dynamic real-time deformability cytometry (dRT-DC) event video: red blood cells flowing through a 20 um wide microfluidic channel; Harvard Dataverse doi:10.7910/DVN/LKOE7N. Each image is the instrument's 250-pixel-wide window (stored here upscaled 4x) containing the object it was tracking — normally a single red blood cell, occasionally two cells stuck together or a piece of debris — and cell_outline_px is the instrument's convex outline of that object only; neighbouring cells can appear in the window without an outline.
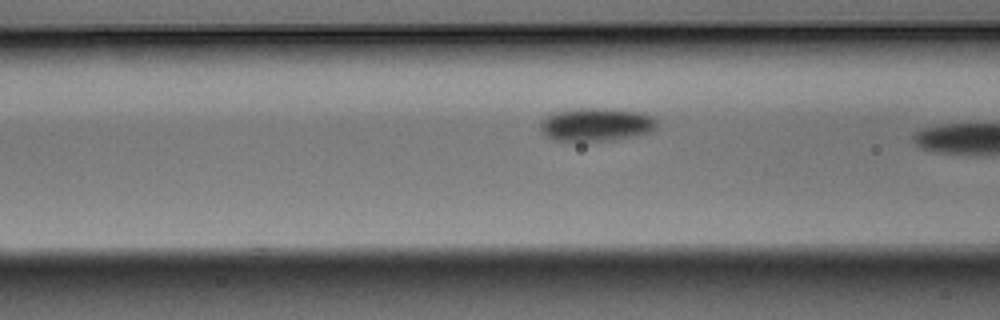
{"species": "Egyptian fruit bat (a non-hibernating species)", "species_latin": "Rousettus aegyptiacus", "temperature_condition": "warm", "stored_images_in_passage": 5, "camera_frame_rate_fps": 3000, "um_per_image_px": 0.085, "animal": {"sex": "male"}, "frame": {"image": 1, "passage_image": 4, "time_ms": 1.0, "image_size_px": [1000, 320], "cell_outline_px": [[656, 128], [648, 132], [632, 136], [612, 140], [552, 140], [544, 136], [540, 132], [540, 120], [556, 112], [576, 108], [604, 108], [640, 112], [652, 116], [656, 120]], "centroid_in_image_um": [50.63, 10.57], "position_along_channel_um": 116.0, "area_um2": 22.43}}